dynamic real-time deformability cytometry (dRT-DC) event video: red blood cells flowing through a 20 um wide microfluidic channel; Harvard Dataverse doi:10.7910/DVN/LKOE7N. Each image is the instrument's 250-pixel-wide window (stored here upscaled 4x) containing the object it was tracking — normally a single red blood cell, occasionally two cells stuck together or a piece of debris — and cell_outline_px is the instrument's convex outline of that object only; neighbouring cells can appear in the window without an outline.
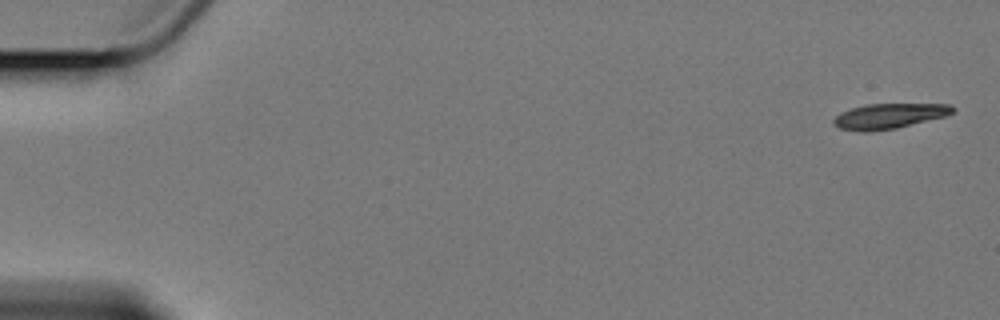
{"species": "Egyptian fruit bat (a non-hibernating species)", "species_latin": "Rousettus aegyptiacus", "temperature_condition": "cold", "stored_images_in_passage": 10, "camera_frame_rate_fps": 3000, "um_per_image_px": 0.085, "animal": {"sex": "female"}, "frame": {"image": 1, "passage_image": 1, "time_ms": 0.0, "image_size_px": [1000, 320], "cell_outline_px": [[956, 108], [952, 112], [944, 116], [896, 128], [864, 132], [860, 132], [840, 128], [832, 124], [832, 120], [840, 112], [852, 108], [868, 104], [952, 104]], "centroid_in_image_um": [75.54, 9.86], "position_along_channel_um": 9.5, "area_um2": 17.34}}
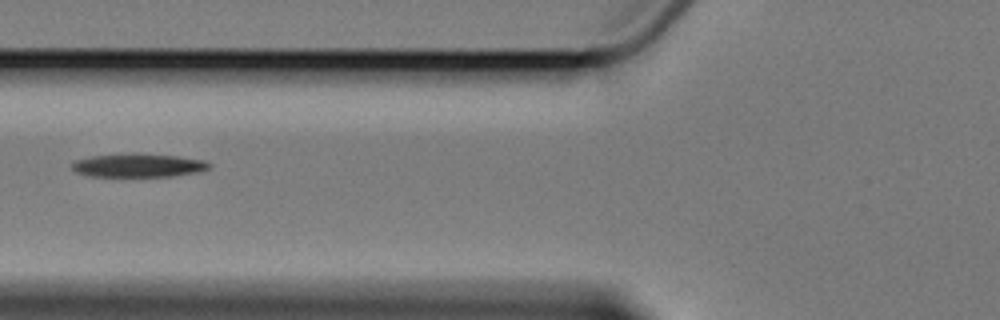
{"frame": {"image": 2, "passage_image": 7, "time_ms": 7.333, "image_size_px": [1000, 320], "cell_outline_px": [[212, 164], [208, 168], [196, 172], [172, 176], [88, 176], [76, 172], [72, 168], [72, 164], [76, 160], [92, 156], [132, 152], [180, 156], [204, 160]], "centroid_in_image_um": [11.76, 14.04], "position_along_channel_um": 114.0, "area_um2": 18.9}}
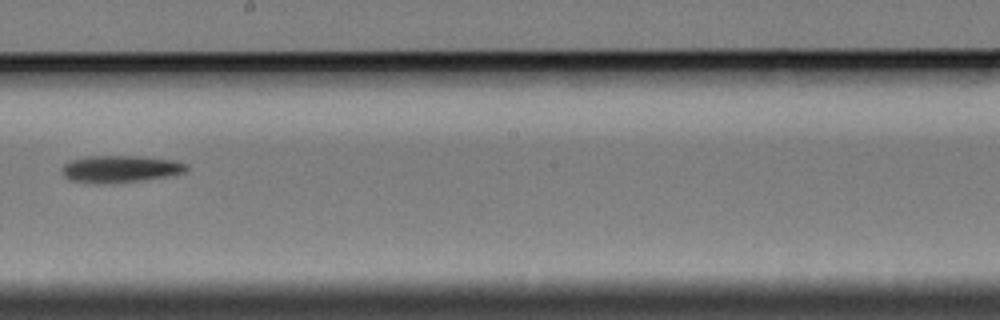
{"frame": {"image": 3, "passage_image": 10, "time_ms": 11.0, "image_size_px": [1000, 320], "cell_outline_px": [[188, 168], [184, 172], [168, 176], [144, 180], [96, 184], [68, 180], [60, 172], [60, 168], [68, 160], [88, 156], [144, 156], [176, 160], [188, 164]], "centroid_in_image_um": [10.18, 14.35], "position_along_channel_um": 238.0, "area_um2": 20.0}}